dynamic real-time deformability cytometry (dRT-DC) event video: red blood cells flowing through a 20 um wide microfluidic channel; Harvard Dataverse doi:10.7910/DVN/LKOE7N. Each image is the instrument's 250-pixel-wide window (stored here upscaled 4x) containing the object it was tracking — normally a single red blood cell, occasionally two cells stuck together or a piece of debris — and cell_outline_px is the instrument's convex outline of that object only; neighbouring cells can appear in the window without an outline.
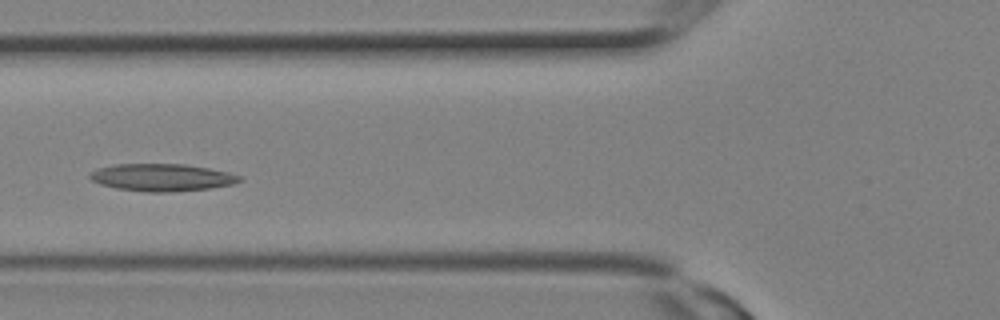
{"species": "Egyptian fruit bat (a non-hibernating species)", "species_latin": "Rousettus aegyptiacus", "temperature_condition": "room temperature", "stored_images_in_passage": 9, "camera_frame_rate_fps": 3000, "um_per_image_px": 0.085, "animal": {"sex": "female"}, "frame": {"image": 1, "passage_image": 8, "time_ms": 2.333, "image_size_px": [1000, 320], "cell_outline_px": [[244, 180], [232, 184], [208, 188], [168, 192], [148, 192], [116, 188], [100, 184], [92, 180], [88, 176], [96, 168], [116, 164], [184, 164], [208, 168], [228, 172], [244, 176]], "centroid_in_image_um": [13.78, 15.07], "position_along_channel_um": 112.0, "area_um2": 23.81}}